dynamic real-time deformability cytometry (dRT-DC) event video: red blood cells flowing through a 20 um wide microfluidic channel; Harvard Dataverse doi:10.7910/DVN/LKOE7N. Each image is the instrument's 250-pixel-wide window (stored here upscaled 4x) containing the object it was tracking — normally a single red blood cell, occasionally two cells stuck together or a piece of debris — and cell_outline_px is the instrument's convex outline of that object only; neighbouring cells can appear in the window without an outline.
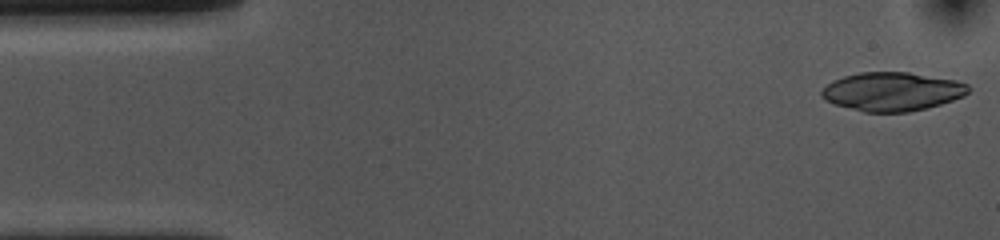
{"species": "common noctule bat (a hibernating species)", "species_latin": "Nyctalus noctula", "temperature_condition": "cold", "stored_images_in_passage": 52, "camera_frame_rate_fps": 3000, "um_per_image_px": 0.085, "animal": {"sex": "female", "body_mass_g": 10.0, "forearm_length_mm": 53.1}, "frame": {"image": 1, "passage_image": 1, "time_ms": 0.0, "image_size_px": [1000, 240], "cell_outline_px": [[972, 88], [964, 96], [928, 108], [908, 112], [864, 112], [836, 104], [820, 96], [820, 92], [832, 80], [844, 76], [860, 72], [908, 72], [956, 80], [968, 84]], "centroid_in_image_um": [75.86, 7.78], "position_along_channel_um": 9.1, "area_um2": 33.06}}